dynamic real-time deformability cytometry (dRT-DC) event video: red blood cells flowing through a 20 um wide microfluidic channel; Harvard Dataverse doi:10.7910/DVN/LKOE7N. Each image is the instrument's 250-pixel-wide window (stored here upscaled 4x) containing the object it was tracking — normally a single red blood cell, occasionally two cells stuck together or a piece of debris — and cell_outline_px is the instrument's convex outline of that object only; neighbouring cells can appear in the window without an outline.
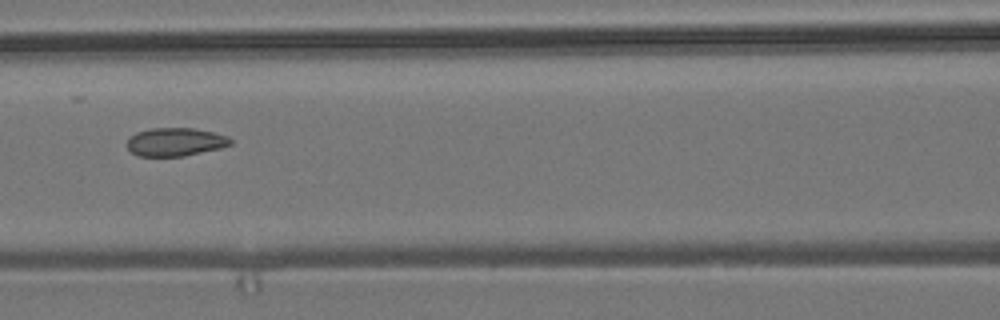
{"species": "common noctule bat (a hibernating species)", "species_latin": "Nyctalus noctula", "temperature_condition": "room temperature", "stored_images_in_passage": 8, "camera_frame_rate_fps": 3000, "um_per_image_px": 0.085, "animal": {"sex": "male", "body_mass_g": 19.2, "forearm_length_mm": 51.8}, "frame": {"image": 1, "passage_image": 5, "time_ms": 4.667, "image_size_px": [1000, 320], "cell_outline_px": [[232, 144], [220, 148], [184, 156], [136, 156], [128, 148], [128, 136], [136, 132], [152, 128], [196, 128], [228, 136], [232, 140]], "centroid_in_image_um": [14.9, 12.06], "position_along_channel_um": 151.7, "area_um2": 17.11}}
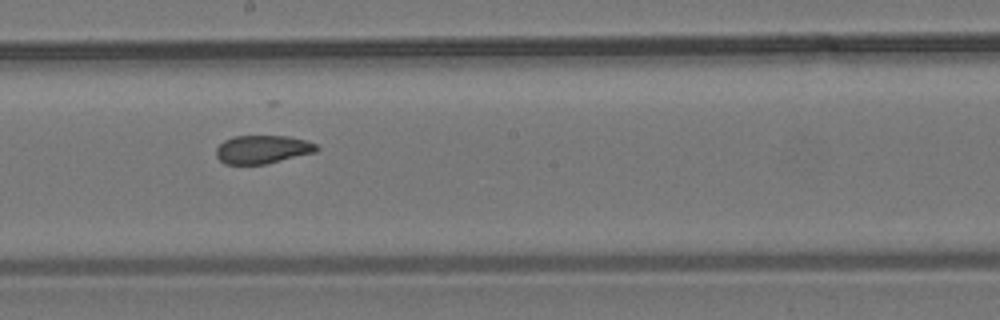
{"frame": {"image": 2, "passage_image": 7, "time_ms": 6.667, "image_size_px": [1000, 320], "cell_outline_px": [[320, 148], [316, 152], [264, 164], [224, 164], [216, 156], [216, 148], [224, 140], [232, 136], [288, 136], [304, 140], [316, 144]], "centroid_in_image_um": [22.29, 12.69], "position_along_channel_um": 225.9, "area_um2": 16.53}}
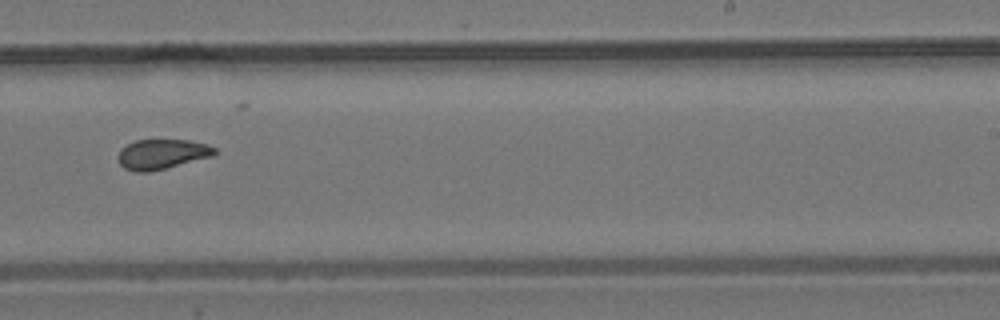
{"frame": {"image": 3, "passage_image": 8, "time_ms": 8.0, "image_size_px": [1000, 320], "cell_outline_px": [[216, 152], [212, 156], [148, 172], [136, 172], [124, 168], [120, 164], [116, 156], [120, 148], [136, 140], [188, 140], [208, 144], [216, 148]], "centroid_in_image_um": [13.72, 13.09], "position_along_channel_um": 275.3, "area_um2": 16.76}}